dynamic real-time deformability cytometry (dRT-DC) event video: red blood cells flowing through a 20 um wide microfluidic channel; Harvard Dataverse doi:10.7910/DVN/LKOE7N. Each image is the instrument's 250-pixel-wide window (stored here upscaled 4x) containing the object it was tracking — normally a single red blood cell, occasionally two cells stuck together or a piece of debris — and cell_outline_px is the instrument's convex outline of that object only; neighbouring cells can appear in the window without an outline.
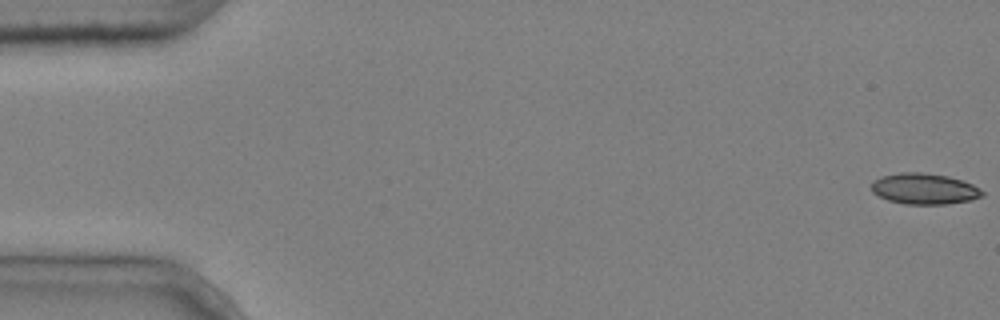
{"species": "common noctule bat (a hibernating species)", "species_latin": "Nyctalus noctula", "temperature_condition": "cold", "stored_images_in_passage": 2, "camera_frame_rate_fps": 3000, "um_per_image_px": 0.085, "animal": {"sex": "male", "body_mass_g": 20.4}, "frame": {"image": 1, "passage_image": 2, "time_ms": 0.333, "image_size_px": [1000, 320], "cell_outline_px": [[984, 196], [972, 200], [948, 204], [904, 204], [888, 200], [872, 192], [872, 180], [884, 176], [900, 172], [924, 172], [948, 176], [964, 180], [972, 184], [984, 192]], "centroid_in_image_um": [78.6, 16.04], "position_along_channel_um": 6.4, "area_um2": 20.11}}